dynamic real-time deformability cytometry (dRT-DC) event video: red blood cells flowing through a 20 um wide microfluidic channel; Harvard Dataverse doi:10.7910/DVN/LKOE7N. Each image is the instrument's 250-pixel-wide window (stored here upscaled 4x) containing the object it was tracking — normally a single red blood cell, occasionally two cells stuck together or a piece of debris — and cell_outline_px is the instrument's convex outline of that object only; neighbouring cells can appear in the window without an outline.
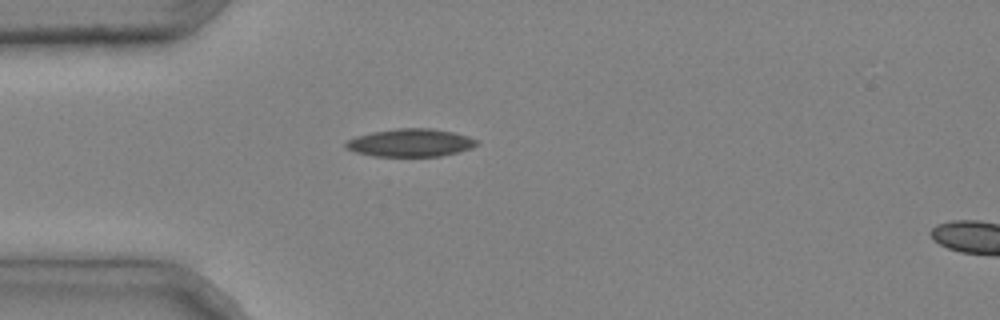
{"species": "common noctule bat (a hibernating species)", "species_latin": "Nyctalus noctula", "temperature_condition": "cold", "stored_images_in_passage": 2, "segment_of_instrument_passage": [1, 2], "camera_frame_rate_fps": 3000, "um_per_image_px": 0.085, "animal": {"sex": "male", "body_mass_g": 20.4}, "frame": {"image": 1, "passage_image": 1, "time_ms": 0.0, "image_size_px": [1000, 320], "cell_outline_px": [[480, 144], [472, 148], [440, 156], [372, 156], [356, 152], [344, 148], [344, 144], [348, 140], [356, 136], [372, 132], [396, 128], [428, 128], [452, 132], [468, 136], [476, 140]], "centroid_in_image_um": [34.87, 12.13], "position_along_channel_um": 50.1, "area_um2": 21.21}}